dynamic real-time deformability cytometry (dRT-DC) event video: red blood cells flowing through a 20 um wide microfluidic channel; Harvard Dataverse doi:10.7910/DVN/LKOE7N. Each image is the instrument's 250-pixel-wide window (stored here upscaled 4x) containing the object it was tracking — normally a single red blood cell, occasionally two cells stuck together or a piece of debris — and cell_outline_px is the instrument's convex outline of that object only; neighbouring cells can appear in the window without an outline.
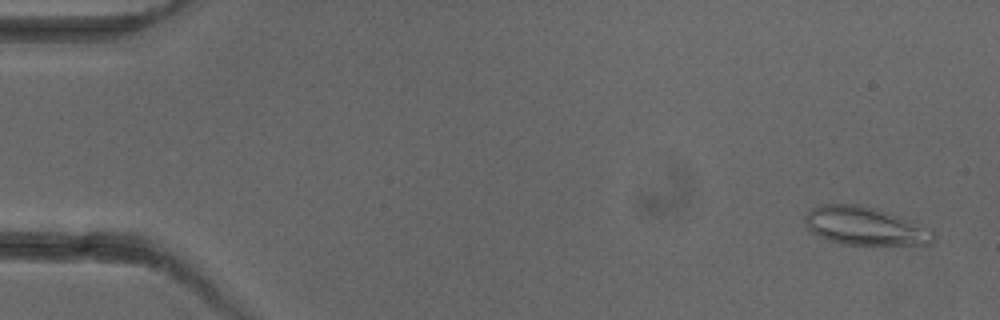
{"species": "common noctule bat (a hibernating species)", "species_latin": "Nyctalus noctula", "temperature_condition": "cold", "stored_images_in_passage": 4, "camera_frame_rate_fps": 3000, "um_per_image_px": 0.085, "animal": {"sex": "female"}, "frame": {"image": 1, "passage_image": 1, "time_ms": 0.0, "image_size_px": [1000, 320], "cell_outline_px": [[936, 240], [932, 244], [844, 244], [828, 240], [812, 232], [808, 228], [804, 220], [804, 216], [812, 208], [820, 204], [856, 204], [876, 208], [900, 216], [932, 228], [936, 232]], "centroid_in_image_um": [73.58, 19.2], "position_along_channel_um": 11.4, "area_um2": 28.78}}